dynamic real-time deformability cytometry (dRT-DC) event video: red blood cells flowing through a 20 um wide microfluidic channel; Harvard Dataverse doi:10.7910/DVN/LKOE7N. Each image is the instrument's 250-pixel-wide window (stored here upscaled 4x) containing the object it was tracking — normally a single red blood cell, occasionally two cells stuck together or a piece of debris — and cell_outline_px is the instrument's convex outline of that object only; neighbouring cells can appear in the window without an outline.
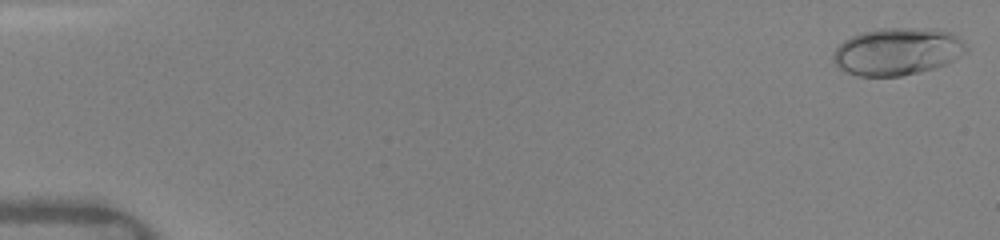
{"species": "human", "species_latin": "Homo sapiens", "temperature_condition": "warm", "stored_images_in_passage": 73, "camera_frame_rate_fps": 3000, "um_per_image_px": 0.085, "donor": {"sex": "female"}, "frame": {"image": 1, "passage_image": 1, "time_ms": 0.0, "image_size_px": [1000, 240], "cell_outline_px": [[968, 52], [948, 64], [900, 76], [856, 76], [844, 72], [832, 60], [832, 52], [844, 40], [860, 32], [880, 28], [908, 28], [948, 32], [960, 36], [968, 48]], "centroid_in_image_um": [76.26, 4.39], "position_along_channel_um": 8.7, "area_um2": 36.76}}
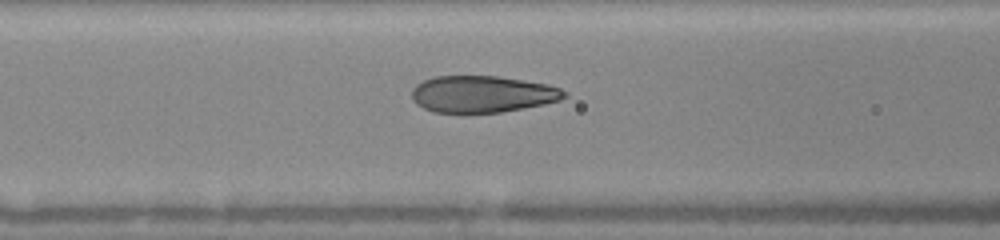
{"frame": {"image": 2, "passage_image": 28, "time_ms": 6.667, "image_size_px": [1000, 240], "cell_outline_px": [[568, 96], [560, 100], [544, 104], [500, 112], [464, 116], [432, 112], [416, 104], [412, 100], [412, 88], [416, 84], [424, 80], [436, 76], [500, 76], [548, 84], [560, 88], [568, 92]], "centroid_in_image_um": [40.97, 8.04], "position_along_channel_um": 125.6, "area_um2": 33.7}}
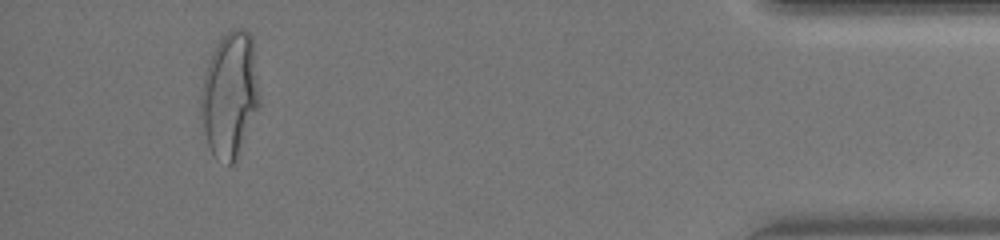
{"frame": {"image": 3, "passage_image": 68, "time_ms": 15.0, "image_size_px": [1000, 240], "cell_outline_px": [[260, 104], [236, 160], [232, 164], [228, 164], [212, 152], [208, 144], [204, 128], [200, 108], [200, 88], [212, 52], [216, 44], [232, 28], [244, 28], [252, 36], [260, 96]], "centroid_in_image_um": [19.55, 8.01], "position_along_channel_um": 415.7, "area_um2": 42.48}, "authors_computed_cell_mechanics": {"area_um2": 34.102, "velocity_mm_per_s": 4.1465, "shape_relaxation_time_tau1_ms": 4.648, "shape_relaxation_time_tau2_ms": null, "deformation_change_tau1": 0.2119, "deformation_change_tau2": null}}